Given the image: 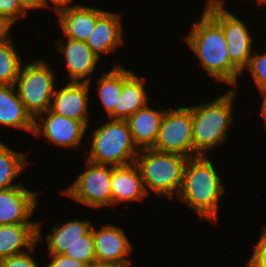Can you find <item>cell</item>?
I'll return each instance as SVG.
<instances>
[{
	"label": "cell",
	"instance_id": "6da1fadb",
	"mask_svg": "<svg viewBox=\"0 0 266 267\" xmlns=\"http://www.w3.org/2000/svg\"><path fill=\"white\" fill-rule=\"evenodd\" d=\"M183 40L196 54L199 64L217 83L238 88L242 71L231 61L222 26L204 9Z\"/></svg>",
	"mask_w": 266,
	"mask_h": 267
},
{
	"label": "cell",
	"instance_id": "7a4b0ae2",
	"mask_svg": "<svg viewBox=\"0 0 266 267\" xmlns=\"http://www.w3.org/2000/svg\"><path fill=\"white\" fill-rule=\"evenodd\" d=\"M207 156L189 157L176 199L194 210L200 219L218 222L219 202L225 192L222 177Z\"/></svg>",
	"mask_w": 266,
	"mask_h": 267
},
{
	"label": "cell",
	"instance_id": "3957f363",
	"mask_svg": "<svg viewBox=\"0 0 266 267\" xmlns=\"http://www.w3.org/2000/svg\"><path fill=\"white\" fill-rule=\"evenodd\" d=\"M209 102L191 106L193 122V157L207 156L209 152L227 142L233 125L234 107L239 90L227 89ZM208 151V152H207Z\"/></svg>",
	"mask_w": 266,
	"mask_h": 267
},
{
	"label": "cell",
	"instance_id": "277c9868",
	"mask_svg": "<svg viewBox=\"0 0 266 267\" xmlns=\"http://www.w3.org/2000/svg\"><path fill=\"white\" fill-rule=\"evenodd\" d=\"M188 157L162 153L152 148L140 149L135 159L147 195L174 200L183 182Z\"/></svg>",
	"mask_w": 266,
	"mask_h": 267
},
{
	"label": "cell",
	"instance_id": "5b68a950",
	"mask_svg": "<svg viewBox=\"0 0 266 267\" xmlns=\"http://www.w3.org/2000/svg\"><path fill=\"white\" fill-rule=\"evenodd\" d=\"M92 132L88 140L90 152L85 160L113 167L135 163L139 149L133 142L126 120L108 118L107 122Z\"/></svg>",
	"mask_w": 266,
	"mask_h": 267
},
{
	"label": "cell",
	"instance_id": "8992f818",
	"mask_svg": "<svg viewBox=\"0 0 266 267\" xmlns=\"http://www.w3.org/2000/svg\"><path fill=\"white\" fill-rule=\"evenodd\" d=\"M47 60L36 59L22 64L15 83L20 100L35 119L51 107L56 88V74Z\"/></svg>",
	"mask_w": 266,
	"mask_h": 267
},
{
	"label": "cell",
	"instance_id": "52a82bcc",
	"mask_svg": "<svg viewBox=\"0 0 266 267\" xmlns=\"http://www.w3.org/2000/svg\"><path fill=\"white\" fill-rule=\"evenodd\" d=\"M85 170L75 181L60 190L64 196L89 208L112 206V166L85 161Z\"/></svg>",
	"mask_w": 266,
	"mask_h": 267
},
{
	"label": "cell",
	"instance_id": "ba28073f",
	"mask_svg": "<svg viewBox=\"0 0 266 267\" xmlns=\"http://www.w3.org/2000/svg\"><path fill=\"white\" fill-rule=\"evenodd\" d=\"M225 4V0H206L203 9L222 26L230 59L244 75L254 51V38L245 21L226 9Z\"/></svg>",
	"mask_w": 266,
	"mask_h": 267
},
{
	"label": "cell",
	"instance_id": "9c48e42d",
	"mask_svg": "<svg viewBox=\"0 0 266 267\" xmlns=\"http://www.w3.org/2000/svg\"><path fill=\"white\" fill-rule=\"evenodd\" d=\"M191 106L165 109L157 140L152 149L162 153L193 157Z\"/></svg>",
	"mask_w": 266,
	"mask_h": 267
},
{
	"label": "cell",
	"instance_id": "30bf717a",
	"mask_svg": "<svg viewBox=\"0 0 266 267\" xmlns=\"http://www.w3.org/2000/svg\"><path fill=\"white\" fill-rule=\"evenodd\" d=\"M87 128L81 121L55 114L48 109L34 119L33 136L43 137L59 148L78 150L83 138L87 136Z\"/></svg>",
	"mask_w": 266,
	"mask_h": 267
},
{
	"label": "cell",
	"instance_id": "8fae6325",
	"mask_svg": "<svg viewBox=\"0 0 266 267\" xmlns=\"http://www.w3.org/2000/svg\"><path fill=\"white\" fill-rule=\"evenodd\" d=\"M65 39L63 37L57 39L54 45L56 44L58 54H62L66 61L69 82H87L91 86V76L97 71L100 58L92 52L86 42Z\"/></svg>",
	"mask_w": 266,
	"mask_h": 267
},
{
	"label": "cell",
	"instance_id": "7c38bea8",
	"mask_svg": "<svg viewBox=\"0 0 266 267\" xmlns=\"http://www.w3.org/2000/svg\"><path fill=\"white\" fill-rule=\"evenodd\" d=\"M96 262L113 264H133L129 255L133 245L120 226L102 224L99 229L92 226Z\"/></svg>",
	"mask_w": 266,
	"mask_h": 267
},
{
	"label": "cell",
	"instance_id": "4fadbf2b",
	"mask_svg": "<svg viewBox=\"0 0 266 267\" xmlns=\"http://www.w3.org/2000/svg\"><path fill=\"white\" fill-rule=\"evenodd\" d=\"M37 198L38 194L23 184L0 190V225L38 224V220H32Z\"/></svg>",
	"mask_w": 266,
	"mask_h": 267
},
{
	"label": "cell",
	"instance_id": "5bb4252c",
	"mask_svg": "<svg viewBox=\"0 0 266 267\" xmlns=\"http://www.w3.org/2000/svg\"><path fill=\"white\" fill-rule=\"evenodd\" d=\"M91 87L87 82H69L56 88L50 110L55 114L83 122L89 129ZM90 116V117H89Z\"/></svg>",
	"mask_w": 266,
	"mask_h": 267
},
{
	"label": "cell",
	"instance_id": "9a60e30c",
	"mask_svg": "<svg viewBox=\"0 0 266 267\" xmlns=\"http://www.w3.org/2000/svg\"><path fill=\"white\" fill-rule=\"evenodd\" d=\"M105 10L81 4L64 5L54 10L59 28L66 38L86 42L94 29L97 18Z\"/></svg>",
	"mask_w": 266,
	"mask_h": 267
},
{
	"label": "cell",
	"instance_id": "2e32d148",
	"mask_svg": "<svg viewBox=\"0 0 266 267\" xmlns=\"http://www.w3.org/2000/svg\"><path fill=\"white\" fill-rule=\"evenodd\" d=\"M121 17L120 13L105 10L97 18L86 44L100 59L102 54L115 53L125 43Z\"/></svg>",
	"mask_w": 266,
	"mask_h": 267
},
{
	"label": "cell",
	"instance_id": "e0dca14e",
	"mask_svg": "<svg viewBox=\"0 0 266 267\" xmlns=\"http://www.w3.org/2000/svg\"><path fill=\"white\" fill-rule=\"evenodd\" d=\"M111 188L113 207L124 202H142L147 197L139 168L135 163L112 166Z\"/></svg>",
	"mask_w": 266,
	"mask_h": 267
},
{
	"label": "cell",
	"instance_id": "ac0fdd59",
	"mask_svg": "<svg viewBox=\"0 0 266 267\" xmlns=\"http://www.w3.org/2000/svg\"><path fill=\"white\" fill-rule=\"evenodd\" d=\"M23 130L33 135L34 118L19 98L15 85L0 84V126Z\"/></svg>",
	"mask_w": 266,
	"mask_h": 267
},
{
	"label": "cell",
	"instance_id": "d6986e66",
	"mask_svg": "<svg viewBox=\"0 0 266 267\" xmlns=\"http://www.w3.org/2000/svg\"><path fill=\"white\" fill-rule=\"evenodd\" d=\"M164 114V109L151 108L148 103L126 120L133 142L139 150L154 146Z\"/></svg>",
	"mask_w": 266,
	"mask_h": 267
},
{
	"label": "cell",
	"instance_id": "ffe728a7",
	"mask_svg": "<svg viewBox=\"0 0 266 267\" xmlns=\"http://www.w3.org/2000/svg\"><path fill=\"white\" fill-rule=\"evenodd\" d=\"M143 77L123 66V87L115 107V119L127 120L140 108L148 104V91Z\"/></svg>",
	"mask_w": 266,
	"mask_h": 267
},
{
	"label": "cell",
	"instance_id": "44dd1931",
	"mask_svg": "<svg viewBox=\"0 0 266 267\" xmlns=\"http://www.w3.org/2000/svg\"><path fill=\"white\" fill-rule=\"evenodd\" d=\"M38 242V224L0 225V261L31 249Z\"/></svg>",
	"mask_w": 266,
	"mask_h": 267
},
{
	"label": "cell",
	"instance_id": "7402d4cb",
	"mask_svg": "<svg viewBox=\"0 0 266 267\" xmlns=\"http://www.w3.org/2000/svg\"><path fill=\"white\" fill-rule=\"evenodd\" d=\"M92 226V221L88 219L73 221L69 219L63 225L56 224L51 228V233L45 236L48 254H65L66 250L81 240V237L86 235Z\"/></svg>",
	"mask_w": 266,
	"mask_h": 267
},
{
	"label": "cell",
	"instance_id": "603a6c76",
	"mask_svg": "<svg viewBox=\"0 0 266 267\" xmlns=\"http://www.w3.org/2000/svg\"><path fill=\"white\" fill-rule=\"evenodd\" d=\"M109 70L97 79L96 93L108 118L115 119V107H118V98L123 87V66L114 65Z\"/></svg>",
	"mask_w": 266,
	"mask_h": 267
},
{
	"label": "cell",
	"instance_id": "cb8c5ba5",
	"mask_svg": "<svg viewBox=\"0 0 266 267\" xmlns=\"http://www.w3.org/2000/svg\"><path fill=\"white\" fill-rule=\"evenodd\" d=\"M28 154L17 152L0 141V190L22 185L13 181L26 170L30 158Z\"/></svg>",
	"mask_w": 266,
	"mask_h": 267
},
{
	"label": "cell",
	"instance_id": "d4e9b609",
	"mask_svg": "<svg viewBox=\"0 0 266 267\" xmlns=\"http://www.w3.org/2000/svg\"><path fill=\"white\" fill-rule=\"evenodd\" d=\"M13 40L0 44V84L15 85L22 62Z\"/></svg>",
	"mask_w": 266,
	"mask_h": 267
},
{
	"label": "cell",
	"instance_id": "484cf974",
	"mask_svg": "<svg viewBox=\"0 0 266 267\" xmlns=\"http://www.w3.org/2000/svg\"><path fill=\"white\" fill-rule=\"evenodd\" d=\"M72 259L81 261L88 266L96 263V255L94 248V236L92 229L81 240L75 242L68 248L64 254Z\"/></svg>",
	"mask_w": 266,
	"mask_h": 267
},
{
	"label": "cell",
	"instance_id": "4316f807",
	"mask_svg": "<svg viewBox=\"0 0 266 267\" xmlns=\"http://www.w3.org/2000/svg\"><path fill=\"white\" fill-rule=\"evenodd\" d=\"M41 219L38 221V242L28 251L13 255L0 261V267H40L39 263L36 262L35 253L36 245L43 239L41 234L42 227ZM43 267V266H41Z\"/></svg>",
	"mask_w": 266,
	"mask_h": 267
},
{
	"label": "cell",
	"instance_id": "83f0119b",
	"mask_svg": "<svg viewBox=\"0 0 266 267\" xmlns=\"http://www.w3.org/2000/svg\"><path fill=\"white\" fill-rule=\"evenodd\" d=\"M255 52L253 51L254 54L250 57L249 64L245 69L250 72L257 89H266V51L262 54H258L257 50Z\"/></svg>",
	"mask_w": 266,
	"mask_h": 267
},
{
	"label": "cell",
	"instance_id": "f1b7e54d",
	"mask_svg": "<svg viewBox=\"0 0 266 267\" xmlns=\"http://www.w3.org/2000/svg\"><path fill=\"white\" fill-rule=\"evenodd\" d=\"M258 242L254 244L251 257L245 267H266V226L263 225Z\"/></svg>",
	"mask_w": 266,
	"mask_h": 267
},
{
	"label": "cell",
	"instance_id": "f546056e",
	"mask_svg": "<svg viewBox=\"0 0 266 267\" xmlns=\"http://www.w3.org/2000/svg\"><path fill=\"white\" fill-rule=\"evenodd\" d=\"M27 15L17 0H0V16L6 17L14 25L18 20L26 18Z\"/></svg>",
	"mask_w": 266,
	"mask_h": 267
},
{
	"label": "cell",
	"instance_id": "4dcf8cb0",
	"mask_svg": "<svg viewBox=\"0 0 266 267\" xmlns=\"http://www.w3.org/2000/svg\"><path fill=\"white\" fill-rule=\"evenodd\" d=\"M50 262L44 267H89L87 264L65 256L64 254H48Z\"/></svg>",
	"mask_w": 266,
	"mask_h": 267
},
{
	"label": "cell",
	"instance_id": "1f68e13d",
	"mask_svg": "<svg viewBox=\"0 0 266 267\" xmlns=\"http://www.w3.org/2000/svg\"><path fill=\"white\" fill-rule=\"evenodd\" d=\"M13 25L6 17L0 16V44L13 39L11 33L12 27H15Z\"/></svg>",
	"mask_w": 266,
	"mask_h": 267
},
{
	"label": "cell",
	"instance_id": "d6a6232c",
	"mask_svg": "<svg viewBox=\"0 0 266 267\" xmlns=\"http://www.w3.org/2000/svg\"><path fill=\"white\" fill-rule=\"evenodd\" d=\"M18 4L20 7L27 13L29 14L28 11L33 10V9H46L48 8L43 0H17Z\"/></svg>",
	"mask_w": 266,
	"mask_h": 267
},
{
	"label": "cell",
	"instance_id": "836d02e7",
	"mask_svg": "<svg viewBox=\"0 0 266 267\" xmlns=\"http://www.w3.org/2000/svg\"><path fill=\"white\" fill-rule=\"evenodd\" d=\"M43 1L50 11L51 10L54 11L56 8L64 5H70V3L73 2V0H43Z\"/></svg>",
	"mask_w": 266,
	"mask_h": 267
},
{
	"label": "cell",
	"instance_id": "e575fe53",
	"mask_svg": "<svg viewBox=\"0 0 266 267\" xmlns=\"http://www.w3.org/2000/svg\"><path fill=\"white\" fill-rule=\"evenodd\" d=\"M260 94L262 95V103H261V116L263 117L264 128L266 129V89H258Z\"/></svg>",
	"mask_w": 266,
	"mask_h": 267
},
{
	"label": "cell",
	"instance_id": "d590c367",
	"mask_svg": "<svg viewBox=\"0 0 266 267\" xmlns=\"http://www.w3.org/2000/svg\"><path fill=\"white\" fill-rule=\"evenodd\" d=\"M132 264H113V263H93L89 267H131Z\"/></svg>",
	"mask_w": 266,
	"mask_h": 267
},
{
	"label": "cell",
	"instance_id": "8d00e7d4",
	"mask_svg": "<svg viewBox=\"0 0 266 267\" xmlns=\"http://www.w3.org/2000/svg\"><path fill=\"white\" fill-rule=\"evenodd\" d=\"M257 2L258 5H266V0H255Z\"/></svg>",
	"mask_w": 266,
	"mask_h": 267
}]
</instances>
